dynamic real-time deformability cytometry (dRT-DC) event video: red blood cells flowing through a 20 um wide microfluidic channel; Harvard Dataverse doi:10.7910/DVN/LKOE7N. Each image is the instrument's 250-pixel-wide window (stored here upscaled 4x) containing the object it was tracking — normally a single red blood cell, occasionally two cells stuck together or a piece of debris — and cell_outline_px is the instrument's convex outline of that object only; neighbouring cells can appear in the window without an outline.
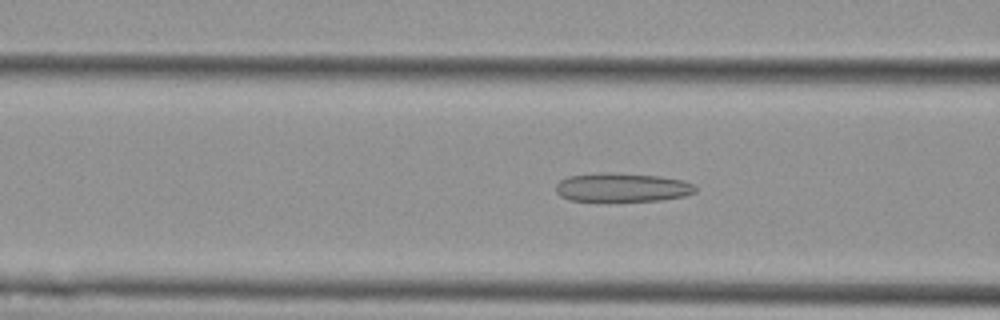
{"species": "Egyptian fruit bat (a non-hibernating species)", "species_latin": "Rousettus aegyptiacus", "temperature_condition": "cold", "stored_images_in_passage": 45, "camera_frame_rate_fps": 3000, "um_per_image_px": 0.085, "animal": {"sex": "female"}, "frame": {"image": 1, "passage_image": 12, "time_ms": 3.667, "image_size_px": [1000, 320], "cell_outline_px": [[696, 192], [684, 196], [660, 200], [568, 200], [560, 196], [556, 192], [556, 184], [560, 180], [568, 176], [612, 172], [660, 176], [684, 180], [692, 184], [696, 188]], "centroid_in_image_um": [52.89, 15.92], "position_along_channel_um": 113.7, "area_um2": 23.18}}
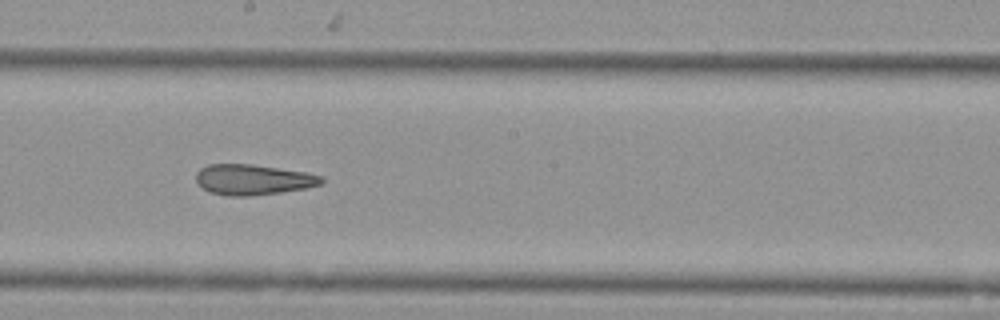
{"frame": {"image": 2, "passage_image": 21, "time_ms": 6.667, "image_size_px": [1000, 320], "cell_outline_px": [[324, 180], [320, 184], [304, 188], [280, 192], [248, 196], [228, 196], [212, 192], [204, 188], [196, 180], [196, 172], [200, 168], [208, 164], [252, 164], [308, 172], [320, 176]], "centroid_in_image_um": [21.49, 15.25], "position_along_channel_um": 226.7, "area_um2": 22.08}}
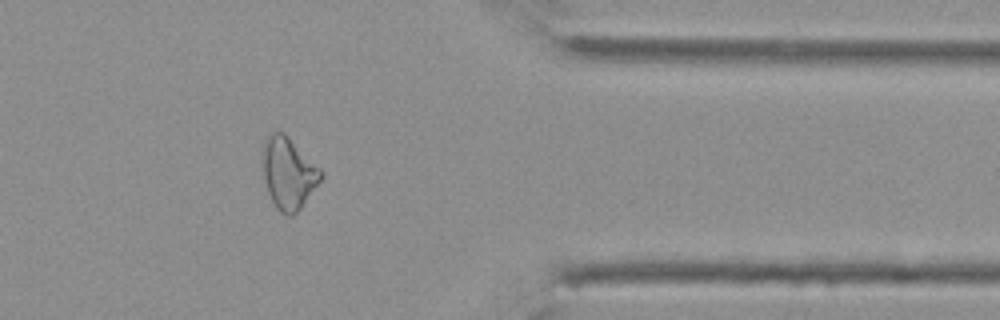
{"frame": {"image": 3, "passage_image": 35, "time_ms": 11.333, "image_size_px": [1000, 320], "cell_outline_px": [[324, 176], [300, 208], [292, 216], [288, 216], [280, 212], [276, 208], [268, 192], [260, 160], [260, 152], [264, 140], [268, 132], [284, 132], [324, 172]], "centroid_in_image_um": [24.48, 14.68], "position_along_channel_um": 386.9, "area_um2": 24.62}, "authors_computed_cell_mechanics": {"area_um2": 23.8136, "velocity_mm_per_s": 3.7654, "shape_relaxation_time_tau1_ms": null, "shape_relaxation_time_tau2_ms": 3.8169, "deformation_change_tau1": null, "deformation_change_tau2": 0.1346}}